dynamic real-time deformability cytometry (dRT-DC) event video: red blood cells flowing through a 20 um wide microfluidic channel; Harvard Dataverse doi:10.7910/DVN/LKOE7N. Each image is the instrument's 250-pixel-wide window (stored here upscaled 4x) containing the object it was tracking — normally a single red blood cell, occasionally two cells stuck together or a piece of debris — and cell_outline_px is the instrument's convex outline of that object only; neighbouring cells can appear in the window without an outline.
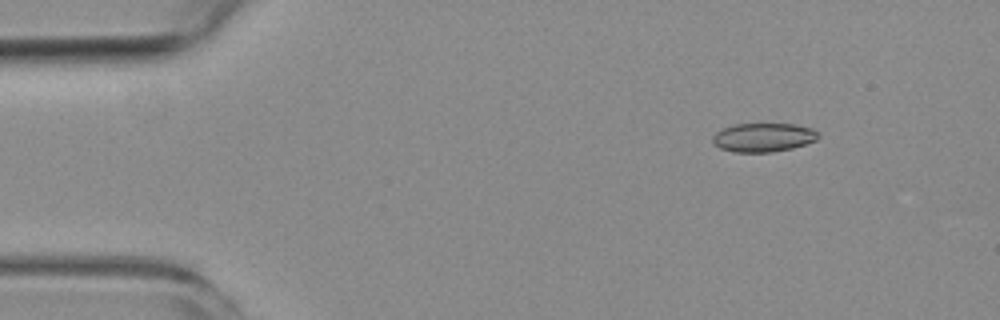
{"species": "common noctule bat (a hibernating species)", "species_latin": "Nyctalus noctula", "temperature_condition": "room temperature", "stored_images_in_passage": 5, "camera_frame_rate_fps": 3000, "um_per_image_px": 0.085, "animal": {"sex": "female", "body_mass_g": 19.3, "forearm_length_mm": 54.1}, "frame": {"image": 1, "passage_image": 1, "time_ms": 0.0, "image_size_px": [1000, 320], "cell_outline_px": [[820, 136], [816, 140], [792, 148], [772, 152], [732, 152], [720, 148], [712, 144], [712, 136], [716, 132], [724, 128], [736, 124], [796, 124], [812, 128]], "centroid_in_image_um": [64.86, 11.68], "position_along_channel_um": 20.1, "area_um2": 17.74}}
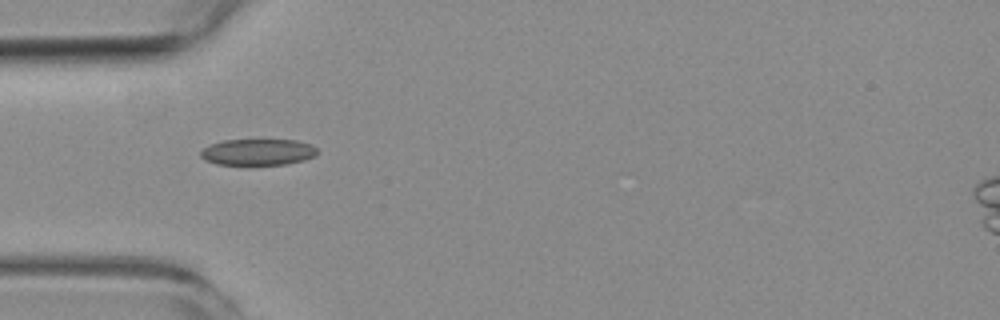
{"frame": {"image": 2, "passage_image": 4, "time_ms": 3.333, "image_size_px": [1000, 320], "cell_outline_px": [[316, 156], [304, 160], [288, 164], [248, 168], [216, 164], [204, 160], [200, 156], [200, 152], [204, 148], [212, 144], [224, 140], [296, 140], [312, 144], [316, 148]], "centroid_in_image_um": [21.9, 12.98], "position_along_channel_um": 63.1, "area_um2": 18.84}}
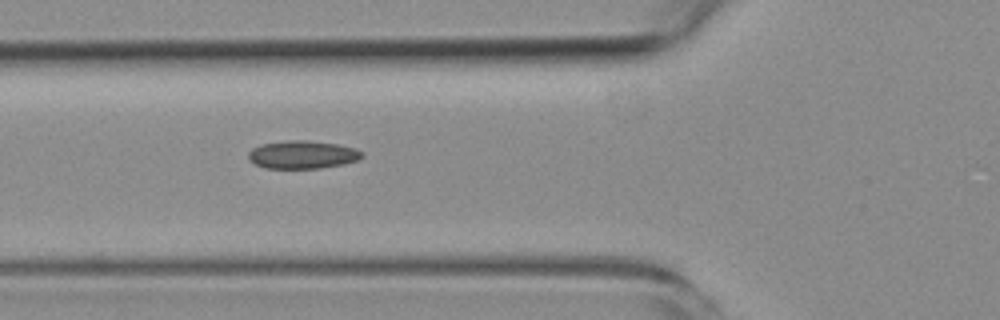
{"frame": {"image": 3, "passage_image": 5, "time_ms": 4.333, "image_size_px": [1000, 320], "cell_outline_px": [[364, 156], [356, 160], [344, 164], [320, 168], [264, 168], [248, 160], [248, 152], [252, 148], [260, 144], [288, 140], [308, 140], [336, 144], [356, 148], [364, 152]], "centroid_in_image_um": [25.7, 13.14], "position_along_channel_um": 100.1, "area_um2": 18.67}}